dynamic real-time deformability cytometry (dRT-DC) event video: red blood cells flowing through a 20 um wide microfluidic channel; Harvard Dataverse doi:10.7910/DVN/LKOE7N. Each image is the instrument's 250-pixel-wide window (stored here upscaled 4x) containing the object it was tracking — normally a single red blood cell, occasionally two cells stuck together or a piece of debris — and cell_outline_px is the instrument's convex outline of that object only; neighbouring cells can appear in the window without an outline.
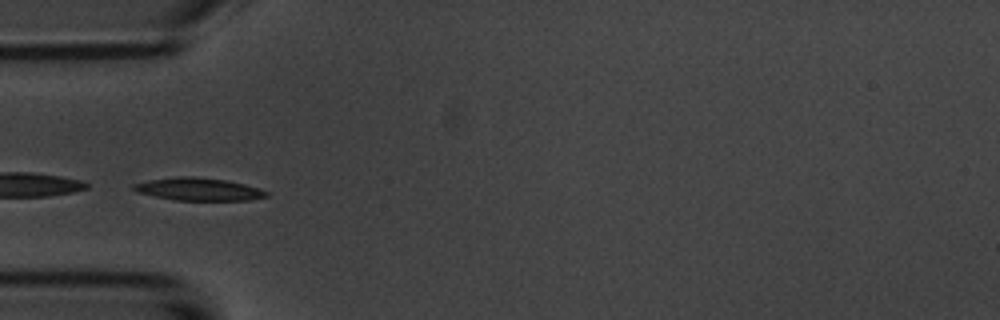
{"species": "common noctule bat (a hibernating species)", "species_latin": "Nyctalus noctula", "temperature_condition": "room temperature", "stored_images_in_passage": 9, "camera_frame_rate_fps": 3000, "um_per_image_px": 0.085, "animal": {"sex": "male", "body_mass_g": 20.1, "forearm_length_mm": 53.5}, "frame": {"image": 1, "passage_image": 6, "time_ms": 5.667, "image_size_px": [1000, 320], "cell_outline_px": [[268, 196], [248, 200], [176, 200], [136, 192], [132, 188], [132, 184], [148, 180], [176, 176], [196, 176], [224, 180], [244, 184], [268, 192]], "centroid_in_image_um": [16.82, 16.07], "position_along_channel_um": 68.2, "area_um2": 17.4}}
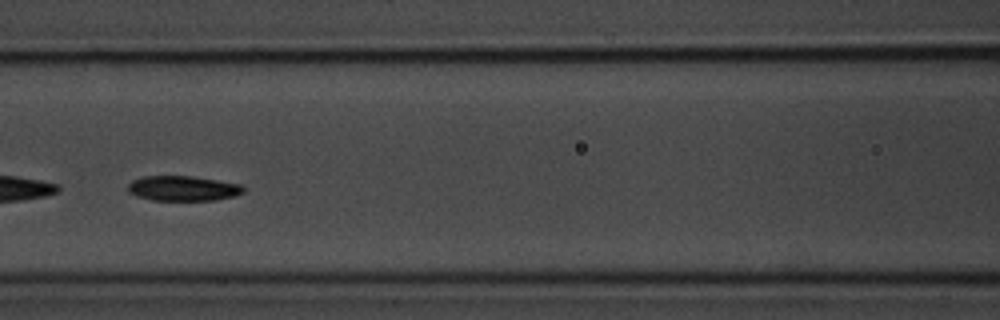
{"frame": {"image": 2, "passage_image": 8, "time_ms": 8.0, "image_size_px": [1000, 320], "cell_outline_px": [[244, 192], [236, 196], [216, 200], [152, 200], [136, 196], [128, 192], [128, 184], [132, 180], [144, 176], [192, 176], [244, 184]], "centroid_in_image_um": [15.59, 16.01], "position_along_channel_um": 151.0, "area_um2": 17.05}}